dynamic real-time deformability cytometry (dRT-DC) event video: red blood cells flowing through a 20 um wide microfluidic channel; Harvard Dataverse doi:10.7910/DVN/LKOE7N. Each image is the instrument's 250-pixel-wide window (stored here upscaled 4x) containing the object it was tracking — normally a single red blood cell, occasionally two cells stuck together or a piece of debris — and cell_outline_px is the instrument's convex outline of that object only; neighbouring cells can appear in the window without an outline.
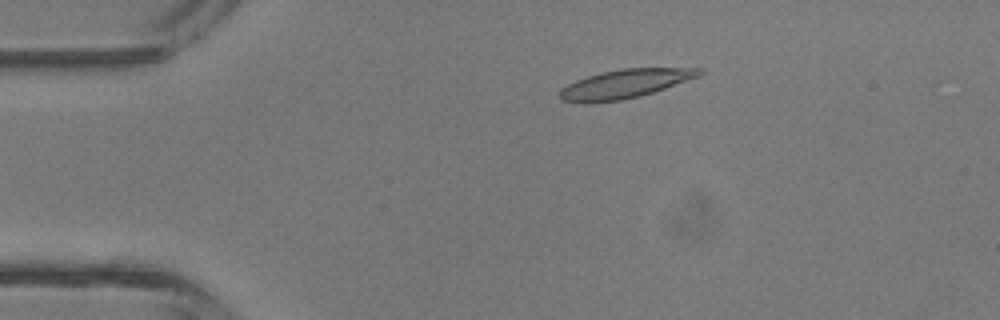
{"species": "common noctule bat (a hibernating species)", "species_latin": "Nyctalus noctula", "temperature_condition": "room temperature", "stored_images_in_passage": 38, "camera_frame_rate_fps": 3000, "um_per_image_px": 0.085, "animal": {"sex": "male", "body_mass_g": 13.3}, "frame": {"image": 1, "passage_image": 3, "time_ms": 0.667, "image_size_px": [1000, 320], "cell_outline_px": [[704, 72], [700, 76], [640, 96], [620, 100], [588, 104], [580, 104], [560, 100], [560, 88], [576, 80], [600, 72], [620, 68], [704, 68]], "centroid_in_image_um": [53.07, 7.13], "position_along_channel_um": 31.9, "area_um2": 23.64}}
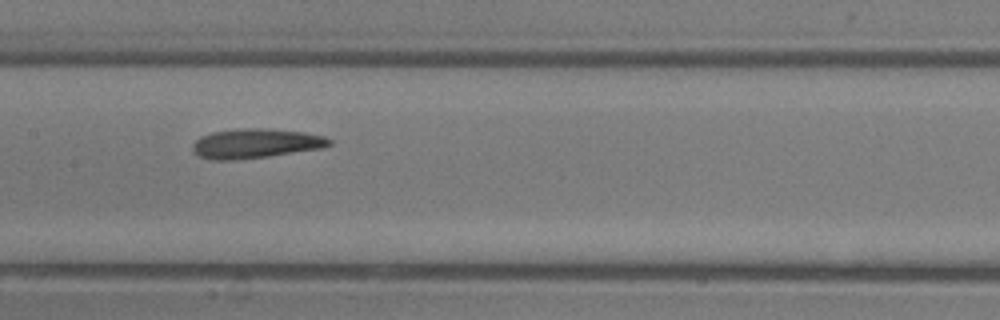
{"frame": {"image": 2, "passage_image": 16, "time_ms": 5.0, "image_size_px": [1000, 320], "cell_outline_px": [[332, 144], [324, 148], [268, 156], [236, 160], [212, 160], [200, 156], [192, 152], [192, 144], [200, 136], [212, 132], [244, 128], [268, 128], [304, 132], [324, 136], [332, 140]], "centroid_in_image_um": [21.73, 12.19], "position_along_channel_um": 185.7, "area_um2": 23.7}}
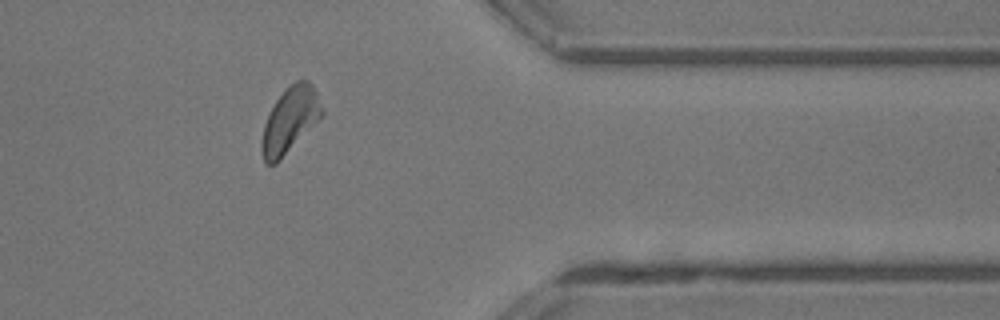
{"frame": {"image": 3, "passage_image": 30, "time_ms": 9.667, "image_size_px": [1000, 320], "cell_outline_px": [[324, 116], [276, 164], [264, 164], [260, 148], [260, 144], [264, 124], [276, 100], [296, 80], [308, 80], [312, 84], [316, 92], [324, 112]], "centroid_in_image_um": [24.65, 10.25], "position_along_channel_um": 386.7, "area_um2": 22.95}, "authors_computed_cell_mechanics": {"area_um2": 22.8021, "velocity_mm_per_s": 4.6955, "shape_relaxation_time_tau1_ms": 6.1089, "shape_relaxation_time_tau2_ms": 3.2287, "deformation_change_tau1": 0.1884, "deformation_change_tau2": 0.1129}}